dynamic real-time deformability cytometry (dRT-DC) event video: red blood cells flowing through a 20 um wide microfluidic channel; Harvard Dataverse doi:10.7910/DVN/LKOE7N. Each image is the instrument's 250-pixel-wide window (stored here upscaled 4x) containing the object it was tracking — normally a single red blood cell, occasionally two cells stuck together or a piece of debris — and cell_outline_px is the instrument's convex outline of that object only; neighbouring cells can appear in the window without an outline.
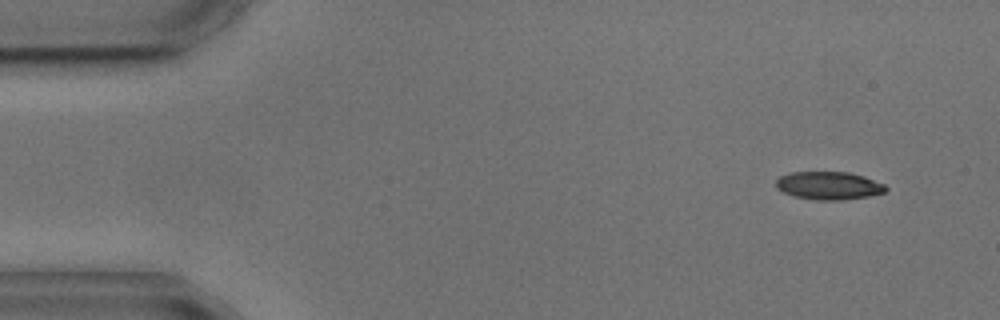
{"species": "common noctule bat (a hibernating species)", "species_latin": "Nyctalus noctula", "temperature_condition": "cold", "stored_images_in_passage": 4, "camera_frame_rate_fps": 3000, "um_per_image_px": 0.085, "animal": {"sex": "male", "body_mass_g": 17.9, "forearm_length_mm": 54.2}, "frame": {"image": 1, "passage_image": 1, "time_ms": 0.0, "image_size_px": [1000, 320], "cell_outline_px": [[888, 188], [884, 192], [868, 196], [840, 200], [816, 200], [796, 196], [784, 192], [776, 188], [776, 180], [780, 176], [788, 172], [848, 172], [864, 176], [884, 184]], "centroid_in_image_um": [70.43, 15.76], "position_along_channel_um": 14.6, "area_um2": 17.8}}
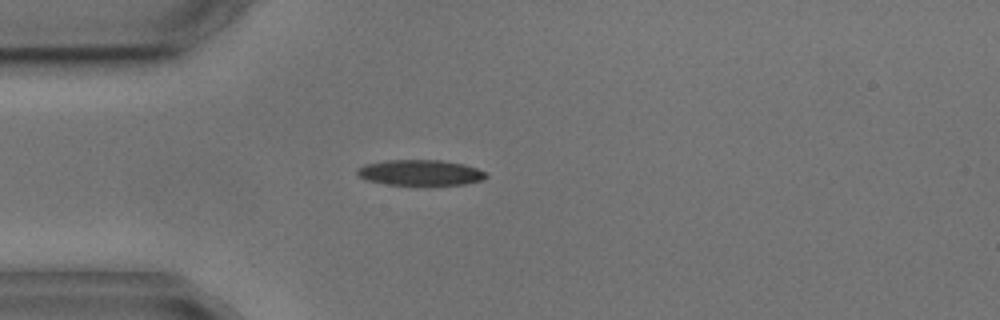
{"frame": {"image": 2, "passage_image": 4, "time_ms": 3.333, "image_size_px": [1000, 320], "cell_outline_px": [[488, 176], [480, 180], [464, 184], [388, 184], [368, 180], [360, 176], [356, 172], [356, 168], [364, 164], [384, 160], [444, 160], [464, 164], [476, 168], [484, 172]], "centroid_in_image_um": [35.69, 14.65], "position_along_channel_um": 49.3, "area_um2": 18.96}}